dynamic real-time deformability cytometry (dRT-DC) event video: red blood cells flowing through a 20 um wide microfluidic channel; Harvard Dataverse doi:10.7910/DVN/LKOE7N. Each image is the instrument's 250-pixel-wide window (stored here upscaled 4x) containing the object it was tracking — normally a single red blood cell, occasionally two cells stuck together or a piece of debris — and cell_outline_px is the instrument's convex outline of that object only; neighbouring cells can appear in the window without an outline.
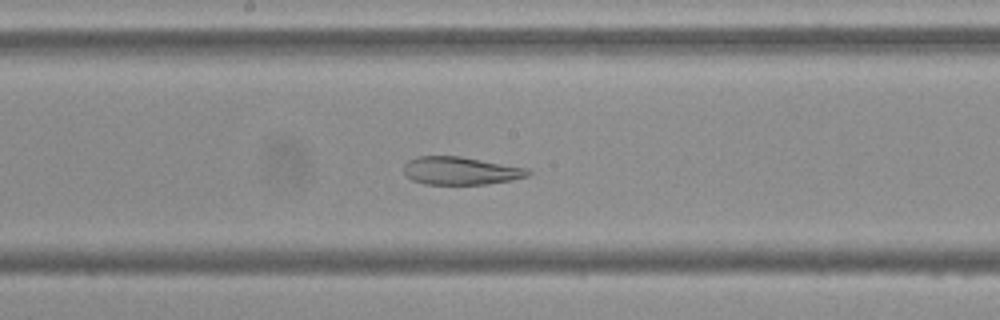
{"species": "Egyptian fruit bat (a non-hibernating species)", "species_latin": "Rousettus aegyptiacus", "temperature_condition": "cold", "stored_images_in_passage": 55, "camera_frame_rate_fps": 3000, "um_per_image_px": 0.085, "frame": {"image": 1, "passage_image": 29, "time_ms": 9.333, "image_size_px": [1000, 320], "cell_outline_px": [[532, 172], [528, 176], [512, 180], [488, 184], [424, 184], [412, 180], [404, 172], [404, 164], [408, 160], [416, 156], [460, 156], [532, 168]], "centroid_in_image_um": [39.21, 14.51], "position_along_channel_um": 209.0, "area_um2": 20.52}}
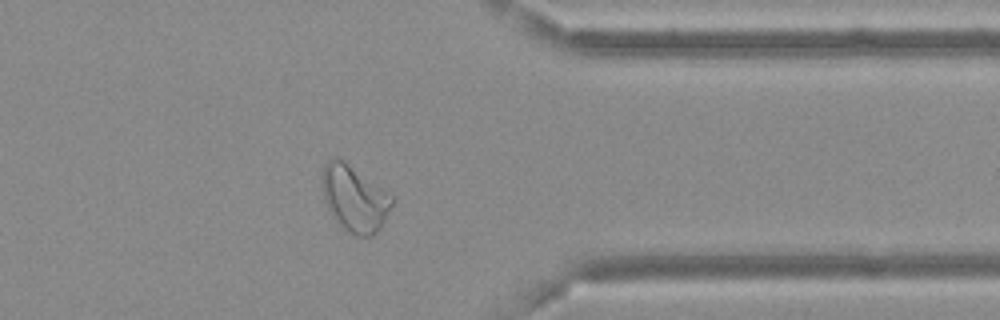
{"frame": {"image": 2, "passage_image": 44, "time_ms": 14.333, "image_size_px": [1000, 320], "cell_outline_px": [[396, 200], [380, 228], [372, 236], [356, 236], [348, 232], [332, 216], [324, 200], [320, 184], [324, 164], [328, 160], [336, 156], [344, 160], [396, 196]], "centroid_in_image_um": [30.15, 16.84], "position_along_channel_um": 381.2, "area_um2": 27.57}}
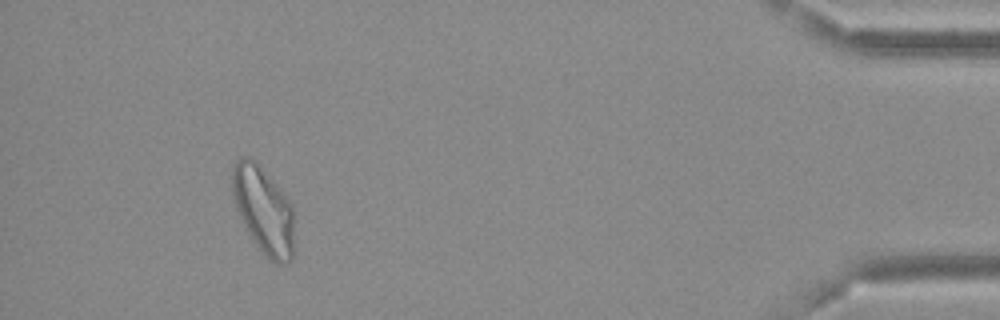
{"frame": {"image": 3, "passage_image": 51, "time_ms": 16.667, "image_size_px": [1000, 320], "cell_outline_px": [[292, 260], [288, 264], [276, 264], [256, 244], [248, 232], [236, 208], [232, 196], [232, 168], [236, 160], [244, 156], [248, 156], [256, 160], [280, 188], [292, 204]], "centroid_in_image_um": [22.38, 17.8], "position_along_channel_um": 412.8, "area_um2": 31.15}, "authors_computed_cell_mechanics": {"area_um2": 28.4954, "velocity_mm_per_s": 3.6473, "shape_relaxation_time_tau1_ms": null, "shape_relaxation_time_tau2_ms": 2.7863, "deformation_change_tau1": null, "deformation_change_tau2": 0.0992}}